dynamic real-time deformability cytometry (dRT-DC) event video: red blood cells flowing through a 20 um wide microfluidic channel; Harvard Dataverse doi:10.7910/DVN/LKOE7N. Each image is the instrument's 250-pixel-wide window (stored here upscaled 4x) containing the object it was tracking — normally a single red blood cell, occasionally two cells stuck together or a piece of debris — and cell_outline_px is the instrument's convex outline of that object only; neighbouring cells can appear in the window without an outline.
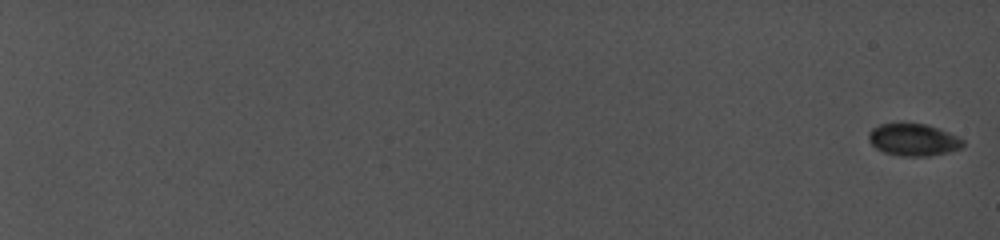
{"species": "common noctule bat (a hibernating species)", "species_latin": "Nyctalus noctula", "temperature_condition": "cold", "stored_images_in_passage": 49, "camera_frame_rate_fps": 5000, "um_per_image_px": 0.085, "animal": {"sex": "female", "body_mass_g": 19.0, "forearm_length_mm": 56.7}, "frame": {"image": 1, "passage_image": 1, "time_ms": 0.0, "image_size_px": [1000, 240], "cell_outline_px": [[964, 144], [960, 148], [948, 152], [928, 156], [900, 156], [884, 152], [876, 148], [868, 140], [868, 132], [872, 128], [880, 124], [928, 124], [948, 132], [964, 140]], "centroid_in_image_um": [77.62, 11.88], "position_along_channel_um": 7.4, "area_um2": 17.57}}
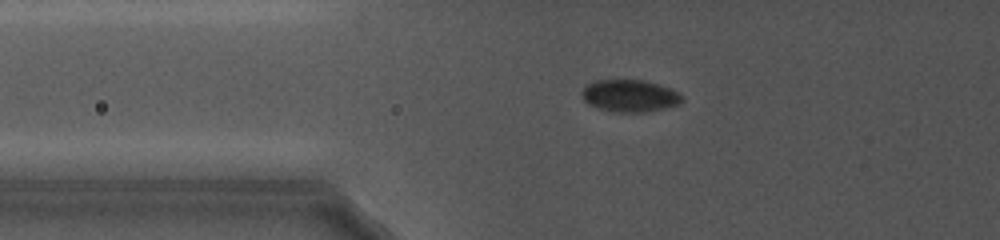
{"frame": {"image": 2, "passage_image": 25, "time_ms": 9.6, "image_size_px": [1000, 240], "cell_outline_px": [[684, 100], [680, 104], [664, 108], [640, 112], [624, 112], [600, 108], [588, 104], [584, 100], [580, 92], [584, 84], [592, 80], [644, 80], [660, 84], [684, 96]], "centroid_in_image_um": [53.5, 8.12], "position_along_channel_um": 72.3, "area_um2": 18.79}}
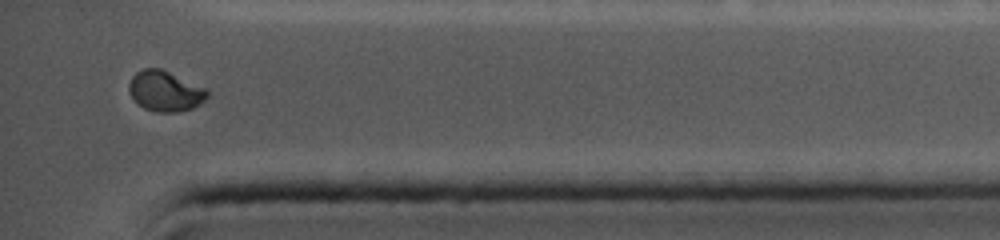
{"frame": {"image": 3, "passage_image": 49, "time_ms": 19.0, "image_size_px": [1000, 240], "cell_outline_px": [[208, 96], [204, 100], [192, 108], [180, 112], [160, 112], [144, 108], [132, 96], [128, 88], [128, 84], [132, 76], [136, 72], [144, 68], [160, 68], [204, 88], [208, 92]], "centroid_in_image_um": [14.01, 7.74], "position_along_channel_um": 421.2, "area_um2": 18.03}}